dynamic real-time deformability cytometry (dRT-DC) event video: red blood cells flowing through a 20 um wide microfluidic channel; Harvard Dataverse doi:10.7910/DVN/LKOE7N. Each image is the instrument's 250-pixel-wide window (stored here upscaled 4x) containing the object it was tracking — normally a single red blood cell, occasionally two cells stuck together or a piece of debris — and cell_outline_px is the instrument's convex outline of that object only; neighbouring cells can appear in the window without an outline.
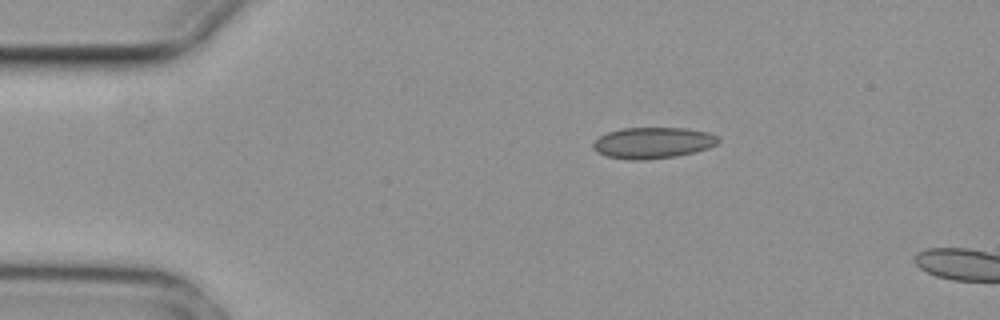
{"species": "common noctule bat (a hibernating species)", "species_latin": "Nyctalus noctula", "temperature_condition": "cold", "stored_images_in_passage": 2, "camera_frame_rate_fps": 3000, "um_per_image_px": 0.085, "animal": {"sex": "female", "body_mass_g": 29.2, "forearm_length_mm": 56.3}, "frame": {"image": 1, "passage_image": 1, "time_ms": 0.0, "image_size_px": [1000, 320], "cell_outline_px": [[720, 140], [716, 144], [708, 148], [676, 156], [644, 160], [632, 160], [608, 156], [596, 152], [592, 148], [592, 144], [600, 136], [608, 132], [620, 128], [684, 128], [708, 132], [720, 136]], "centroid_in_image_um": [55.49, 12.13], "position_along_channel_um": 29.5, "area_um2": 22.72}}